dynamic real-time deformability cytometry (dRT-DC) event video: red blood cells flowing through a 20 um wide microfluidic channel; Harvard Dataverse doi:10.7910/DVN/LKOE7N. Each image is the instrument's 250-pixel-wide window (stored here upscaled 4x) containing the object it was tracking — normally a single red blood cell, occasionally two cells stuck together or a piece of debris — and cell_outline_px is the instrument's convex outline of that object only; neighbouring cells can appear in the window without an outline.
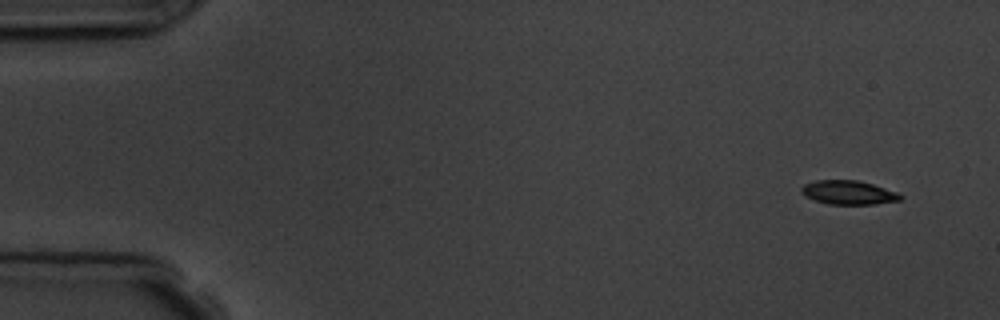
{"species": "common noctule bat (a hibernating species)", "species_latin": "Nyctalus noctula", "temperature_condition": "room temperature", "stored_images_in_passage": 7, "camera_frame_rate_fps": 3000, "um_per_image_px": 0.085, "animal": {"sex": "male", "body_mass_g": 19.5, "forearm_length_mm": 54.6}, "frame": {"image": 1, "passage_image": 1, "time_ms": 0.0, "image_size_px": [1000, 320], "cell_outline_px": [[904, 196], [900, 200], [876, 204], [828, 204], [804, 196], [800, 192], [800, 188], [804, 184], [816, 180], [856, 180], [872, 184], [896, 192]], "centroid_in_image_um": [72.09, 16.36], "position_along_channel_um": 12.9, "area_um2": 13.76}}
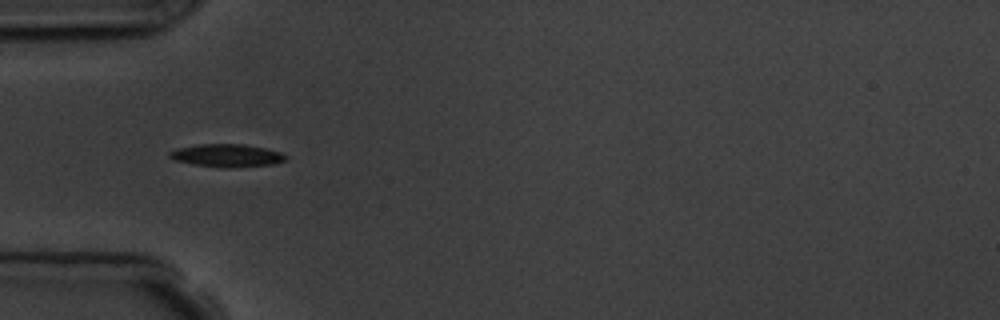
{"frame": {"image": 2, "passage_image": 5, "time_ms": 4.667, "image_size_px": [1000, 320], "cell_outline_px": [[288, 160], [272, 164], [228, 168], [224, 168], [192, 164], [176, 160], [168, 156], [168, 152], [176, 148], [196, 144], [244, 144], [264, 148], [280, 152], [288, 156]], "centroid_in_image_um": [19.27, 13.21], "position_along_channel_um": 65.7, "area_um2": 15.55}}